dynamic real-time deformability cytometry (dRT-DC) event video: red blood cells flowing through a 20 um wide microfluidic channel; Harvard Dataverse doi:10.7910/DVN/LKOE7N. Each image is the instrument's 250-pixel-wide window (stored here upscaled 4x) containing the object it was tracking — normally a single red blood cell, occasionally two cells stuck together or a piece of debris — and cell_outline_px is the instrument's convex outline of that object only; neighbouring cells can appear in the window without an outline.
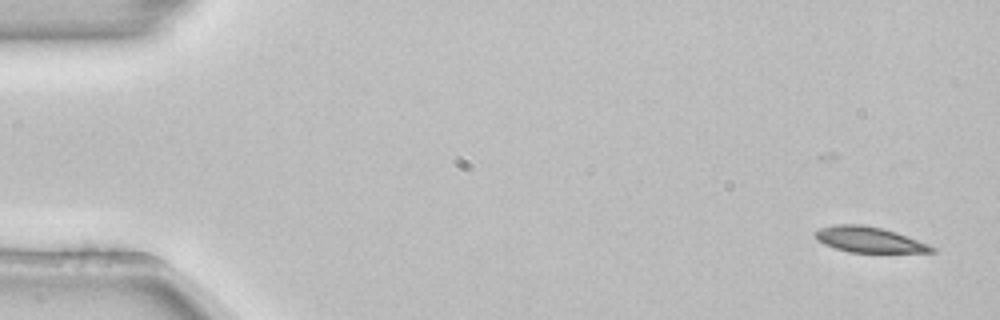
{"species": "common noctule bat (a hibernating species)", "species_latin": "Nyctalus noctula", "temperature_condition": "room temperature", "stored_images_in_passage": 13, "segment_of_instrument_passage": [2, 2], "camera_frame_rate_fps": 3000, "um_per_image_px": 0.085, "animal": {"sex": "female", "body_mass_g": 22.7, "forearm_length_mm": 54.2}, "frame": {"image": 1, "passage_image": 13, "time_ms": 4.0, "image_size_px": [1000, 320], "cell_outline_px": [[936, 252], [848, 252], [824, 244], [816, 240], [812, 232], [820, 228], [832, 224], [864, 224], [884, 228], [896, 232], [928, 244], [936, 248]], "centroid_in_image_um": [73.82, 20.35], "position_along_channel_um": 11.2, "area_um2": 17.51}}